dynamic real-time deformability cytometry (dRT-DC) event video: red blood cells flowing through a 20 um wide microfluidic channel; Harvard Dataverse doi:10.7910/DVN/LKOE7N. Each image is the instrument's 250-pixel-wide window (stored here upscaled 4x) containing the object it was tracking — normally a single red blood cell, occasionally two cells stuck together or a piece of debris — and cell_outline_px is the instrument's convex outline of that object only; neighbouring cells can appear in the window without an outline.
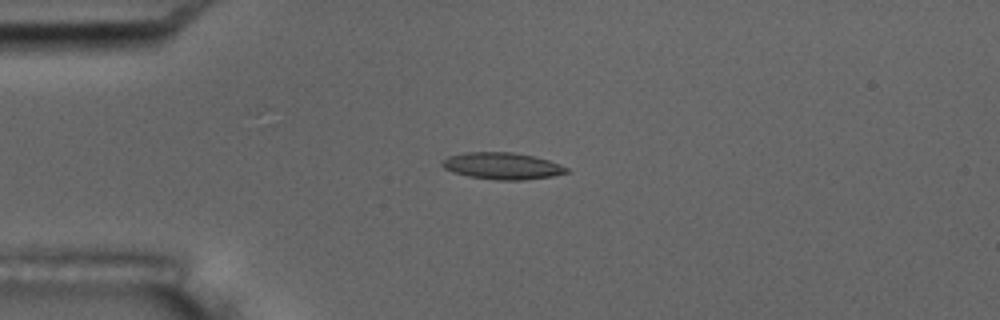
{"species": "common noctule bat (a hibernating species)", "species_latin": "Nyctalus noctula", "temperature_condition": "room temperature", "stored_images_in_passage": 5, "camera_frame_rate_fps": 3000, "um_per_image_px": 0.085, "animal": {"sex": "male", "body_mass_g": 17.5, "forearm_length_mm": 52.3}, "frame": {"image": 1, "passage_image": 4, "time_ms": 3.667, "image_size_px": [1000, 320], "cell_outline_px": [[572, 172], [552, 176], [524, 180], [496, 180], [468, 176], [452, 172], [444, 168], [440, 164], [440, 160], [448, 156], [464, 152], [512, 152], [532, 156], [548, 160], [560, 164], [568, 168]], "centroid_in_image_um": [42.67, 14.1], "position_along_channel_um": 42.3, "area_um2": 19.59}}